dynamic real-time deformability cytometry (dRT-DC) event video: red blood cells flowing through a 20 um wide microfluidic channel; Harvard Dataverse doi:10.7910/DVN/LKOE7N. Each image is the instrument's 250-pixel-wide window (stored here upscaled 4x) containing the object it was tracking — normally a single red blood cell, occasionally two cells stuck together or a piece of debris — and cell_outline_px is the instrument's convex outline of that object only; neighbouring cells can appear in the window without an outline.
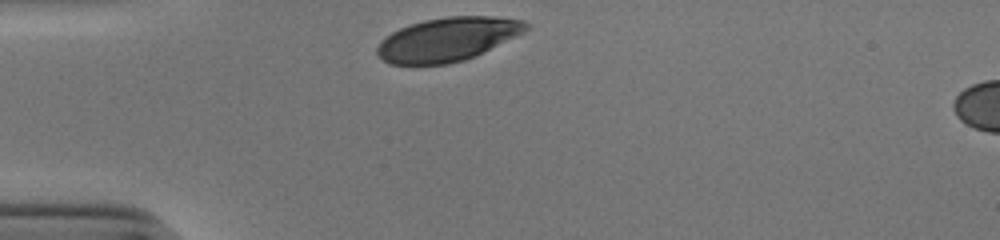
{"species": "human", "species_latin": "Homo sapiens", "temperature_condition": "cold", "stored_images_in_passage": 29, "camera_frame_rate_fps": 3000, "um_per_image_px": 0.085, "donor": {"sex": "male"}, "frame": {"image": 1, "passage_image": 1, "time_ms": 0.0, "image_size_px": [1000, 240], "cell_outline_px": [[532, 24], [524, 32], [476, 56], [464, 60], [448, 64], [388, 64], [376, 52], [376, 48], [380, 40], [392, 32], [400, 28], [424, 20], [448, 16], [492, 16], [524, 20]], "centroid_in_image_um": [38.06, 3.34], "position_along_channel_um": 46.9, "area_um2": 37.92}}
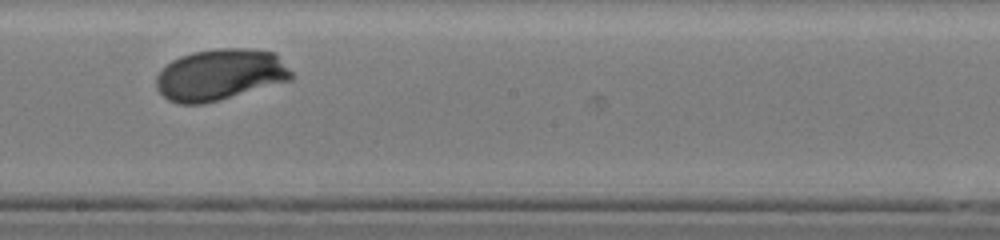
{"frame": {"image": 2, "passage_image": 17, "time_ms": 5.333, "image_size_px": [1000, 240], "cell_outline_px": [[296, 76], [292, 80], [220, 100], [204, 104], [180, 104], [168, 100], [156, 88], [156, 76], [172, 60], [180, 56], [192, 52], [216, 48], [248, 48], [276, 52]], "centroid_in_image_um": [18.75, 6.34], "position_along_channel_um": 229.4, "area_um2": 40.86}}
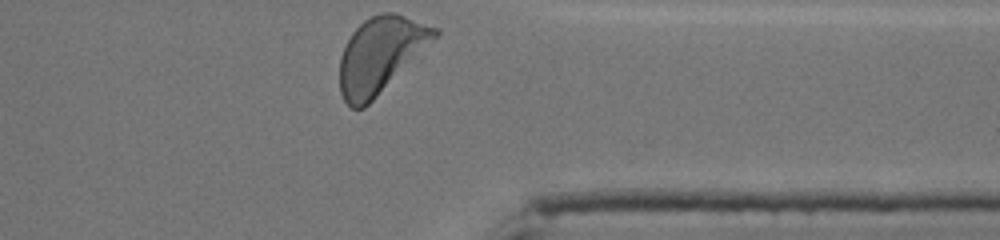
{"frame": {"image": 3, "passage_image": 29, "time_ms": 9.333, "image_size_px": [1000, 240], "cell_outline_px": [[440, 32], [364, 108], [352, 108], [344, 100], [340, 92], [340, 56], [352, 32], [364, 20], [380, 12], [392, 12], [440, 28]], "centroid_in_image_um": [32.3, 4.63], "position_along_channel_um": 379.1, "area_um2": 40.69}, "authors_computed_cell_mechanics": {"area_um2": 40.2288, "velocity_mm_per_s": 3.8433, "shape_relaxation_time_tau1_ms": 3.7556, "shape_relaxation_time_tau2_ms": null, "deformation_change_tau1": 0.1618, "deformation_change_tau2": null}}